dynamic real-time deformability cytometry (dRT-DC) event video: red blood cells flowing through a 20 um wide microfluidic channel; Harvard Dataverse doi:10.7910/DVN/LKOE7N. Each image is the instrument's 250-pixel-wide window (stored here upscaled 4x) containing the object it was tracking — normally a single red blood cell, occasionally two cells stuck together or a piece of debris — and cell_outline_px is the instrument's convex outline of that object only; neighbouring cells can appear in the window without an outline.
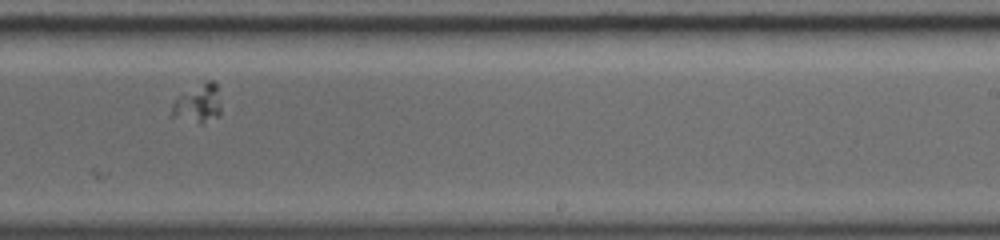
{"species": "common noctule bat (a hibernating species)", "species_latin": "Nyctalus noctula", "temperature_condition": "warm", "stored_images_in_passage": 18, "camera_frame_rate_fps": 5000, "um_per_image_px": 0.085, "animal": {"sex": "female", "body_mass_g": 19.0, "forearm_length_mm": 56.7}, "frame": {"image": 1, "passage_image": 11, "time_ms": 4.8, "image_size_px": [1000, 240], "cell_outline_px": [[220, 116], [200, 124], [168, 116], [172, 104], [180, 92], [204, 80], [212, 80], [216, 84], [220, 100]], "centroid_in_image_um": [16.78, 8.78], "position_along_channel_um": 272.2, "area_um2": 11.68}}
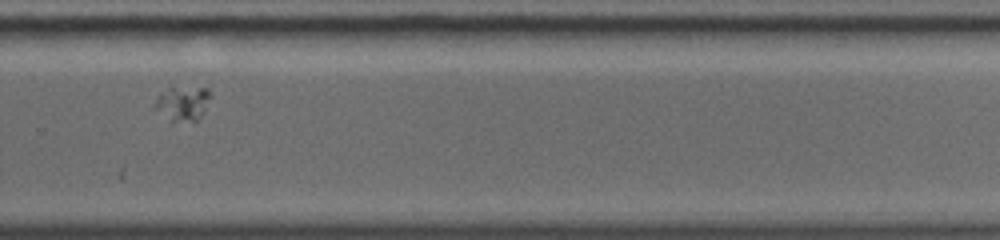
{"frame": {"image": 2, "passage_image": 13, "time_ms": 5.8, "image_size_px": [1000, 240], "cell_outline_px": [[212, 96], [200, 116], [196, 120], [172, 120], [152, 108], [152, 104], [156, 96], [168, 88], [208, 88]], "centroid_in_image_um": [15.49, 8.75], "position_along_channel_um": 314.3, "area_um2": 10.92}}